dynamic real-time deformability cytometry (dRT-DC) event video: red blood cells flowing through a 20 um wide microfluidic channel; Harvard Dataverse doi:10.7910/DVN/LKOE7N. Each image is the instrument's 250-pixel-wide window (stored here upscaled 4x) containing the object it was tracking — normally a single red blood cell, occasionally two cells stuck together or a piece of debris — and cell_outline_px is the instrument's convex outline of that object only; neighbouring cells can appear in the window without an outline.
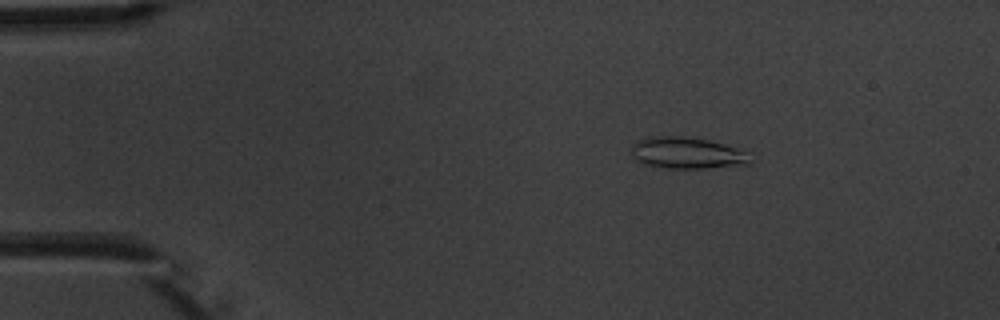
{"species": "common noctule bat (a hibernating species)", "species_latin": "Nyctalus noctula", "temperature_condition": "warm", "stored_images_in_passage": 3, "camera_frame_rate_fps": 3000, "um_per_image_px": 0.085, "animal": {"sex": "male", "body_mass_g": 20.1, "forearm_length_mm": 53.5}, "frame": {"image": 1, "passage_image": 1, "time_ms": 0.0, "image_size_px": [1000, 320], "cell_outline_px": [[752, 164], [708, 168], [668, 168], [644, 164], [636, 160], [632, 152], [632, 148], [636, 140], [652, 136], [684, 136], [708, 140], [724, 144], [736, 148], [744, 152]], "centroid_in_image_um": [58.37, 13.0], "position_along_channel_um": 26.6, "area_um2": 21.62}}